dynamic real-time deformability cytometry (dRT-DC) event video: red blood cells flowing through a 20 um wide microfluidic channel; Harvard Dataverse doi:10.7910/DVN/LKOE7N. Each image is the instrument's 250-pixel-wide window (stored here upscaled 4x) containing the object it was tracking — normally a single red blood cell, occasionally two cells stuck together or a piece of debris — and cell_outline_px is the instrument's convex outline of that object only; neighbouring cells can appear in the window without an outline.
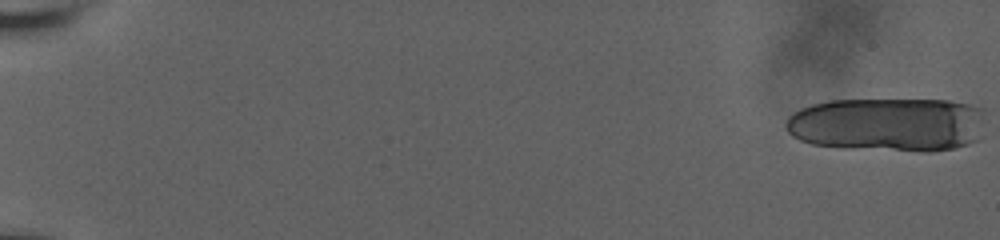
{"species": "human", "species_latin": "Homo sapiens", "temperature_condition": "room temperature", "stored_images_in_passage": 23, "camera_frame_rate_fps": 3000, "um_per_image_px": 0.085, "donor": {"sex": "male"}, "frame": {"image": 1, "passage_image": 1, "time_ms": 0.0, "image_size_px": [1000, 240], "cell_outline_px": [[984, 112], [976, 140], [968, 144], [952, 148], [928, 152], [844, 148], [812, 144], [800, 140], [792, 136], [788, 132], [784, 124], [788, 116], [800, 108], [812, 104], [828, 100], [948, 100], [968, 104], [984, 108]], "centroid_in_image_um": [75.41, 10.58], "position_along_channel_um": 9.6, "area_um2": 63.18}}